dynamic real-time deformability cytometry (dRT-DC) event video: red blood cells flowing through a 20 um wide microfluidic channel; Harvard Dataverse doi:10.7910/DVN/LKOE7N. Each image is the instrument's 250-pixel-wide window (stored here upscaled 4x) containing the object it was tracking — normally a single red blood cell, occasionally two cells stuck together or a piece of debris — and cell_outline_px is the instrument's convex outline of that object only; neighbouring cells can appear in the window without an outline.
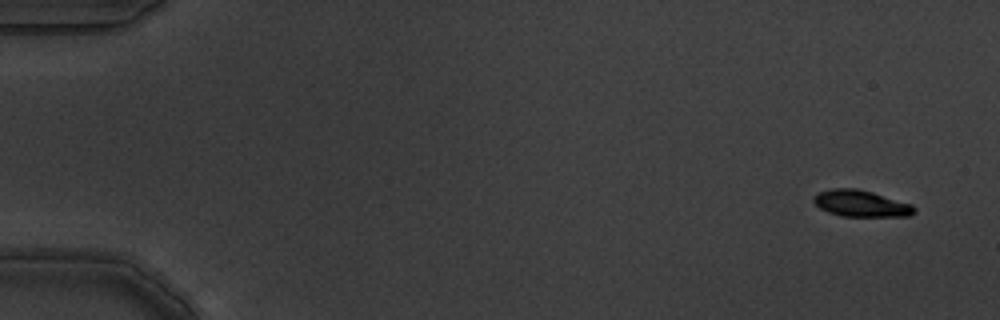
{"species": "common noctule bat (a hibernating species)", "species_latin": "Nyctalus noctula", "temperature_condition": "warm", "stored_images_in_passage": 6, "camera_frame_rate_fps": 3000, "um_per_image_px": 0.085, "animal": {"sex": "male", "body_mass_g": 19.5, "forearm_length_mm": 54.6}, "frame": {"image": 1, "passage_image": 1, "time_ms": 0.0, "image_size_px": [1000, 320], "cell_outline_px": [[916, 212], [908, 216], [840, 216], [828, 212], [820, 208], [812, 200], [820, 192], [832, 188], [856, 188], [872, 192], [912, 204], [916, 208]], "centroid_in_image_um": [73.21, 17.3], "position_along_channel_um": 11.8, "area_um2": 15.43}}
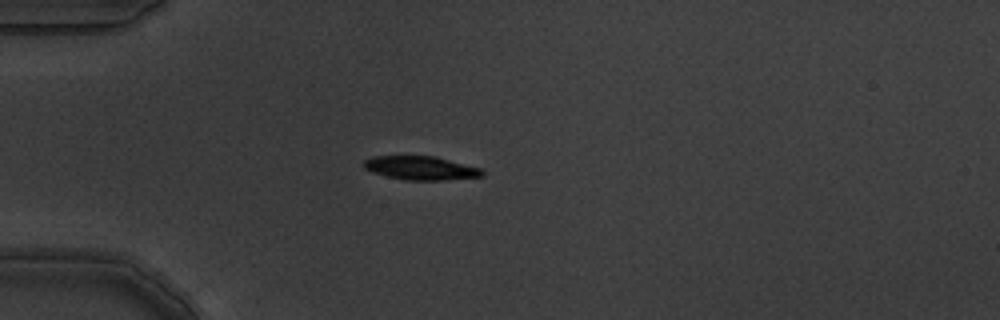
{"frame": {"image": 2, "passage_image": 5, "time_ms": 1.333, "image_size_px": [1000, 320], "cell_outline_px": [[484, 176], [444, 180], [404, 180], [372, 172], [364, 168], [364, 160], [372, 156], [436, 156], [480, 168], [484, 172]], "centroid_in_image_um": [35.77, 14.28], "position_along_channel_um": 49.2, "area_um2": 16.3}}